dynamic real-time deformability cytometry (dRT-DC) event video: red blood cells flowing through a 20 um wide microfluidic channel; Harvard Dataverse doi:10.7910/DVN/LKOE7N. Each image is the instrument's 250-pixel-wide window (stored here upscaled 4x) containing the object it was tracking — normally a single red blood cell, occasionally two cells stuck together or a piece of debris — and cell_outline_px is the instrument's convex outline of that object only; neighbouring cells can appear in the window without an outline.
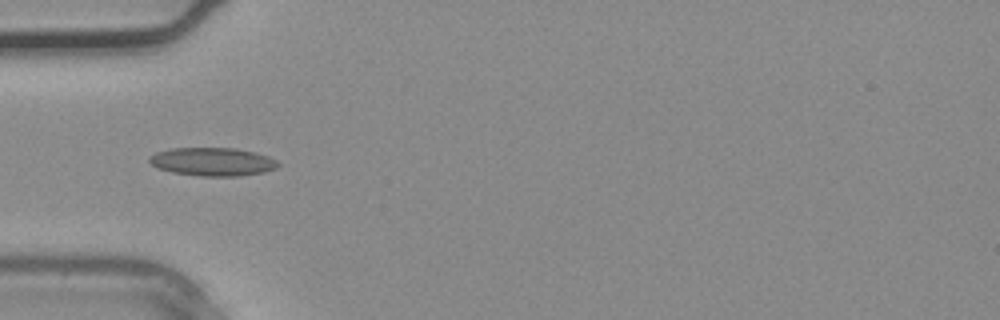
{"species": "common noctule bat (a hibernating species)", "species_latin": "Nyctalus noctula", "temperature_condition": "warm", "stored_images_in_passage": 3, "camera_frame_rate_fps": 3000, "um_per_image_px": 0.085, "animal": {"sex": "male", "body_mass_g": 20.4}, "frame": {"image": 1, "passage_image": 3, "time_ms": 0.667, "image_size_px": [1000, 320], "cell_outline_px": [[280, 164], [276, 168], [264, 172], [240, 176], [200, 176], [172, 172], [156, 168], [148, 160], [148, 156], [156, 152], [172, 148], [236, 148], [256, 152], [268, 156], [276, 160]], "centroid_in_image_um": [18.06, 13.74], "position_along_channel_um": 66.9, "area_um2": 21.39}}